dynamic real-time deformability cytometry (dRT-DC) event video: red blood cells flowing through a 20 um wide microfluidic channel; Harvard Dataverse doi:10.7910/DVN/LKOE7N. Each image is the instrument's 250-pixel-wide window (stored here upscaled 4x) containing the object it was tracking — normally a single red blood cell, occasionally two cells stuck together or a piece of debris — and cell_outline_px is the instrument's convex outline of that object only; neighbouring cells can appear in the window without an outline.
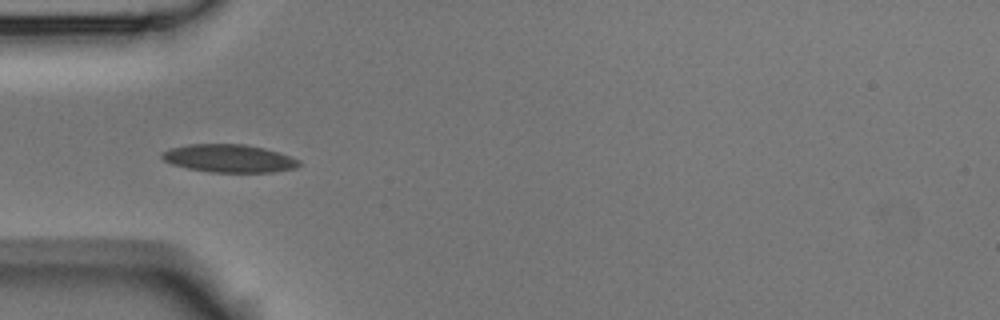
{"species": "Egyptian fruit bat (a non-hibernating species)", "species_latin": "Rousettus aegyptiacus", "temperature_condition": "room temperature", "stored_images_in_passage": 4, "camera_frame_rate_fps": 3000, "um_per_image_px": 0.085, "animal": {"sex": "male"}, "frame": {"image": 1, "passage_image": 4, "time_ms": 3.333, "image_size_px": [1000, 320], "cell_outline_px": [[300, 164], [296, 168], [272, 172], [208, 172], [188, 168], [172, 164], [164, 160], [160, 156], [160, 152], [168, 148], [188, 144], [244, 144], [264, 148], [280, 152], [300, 160]], "centroid_in_image_um": [19.45, 13.46], "position_along_channel_um": 65.6, "area_um2": 22.48}}